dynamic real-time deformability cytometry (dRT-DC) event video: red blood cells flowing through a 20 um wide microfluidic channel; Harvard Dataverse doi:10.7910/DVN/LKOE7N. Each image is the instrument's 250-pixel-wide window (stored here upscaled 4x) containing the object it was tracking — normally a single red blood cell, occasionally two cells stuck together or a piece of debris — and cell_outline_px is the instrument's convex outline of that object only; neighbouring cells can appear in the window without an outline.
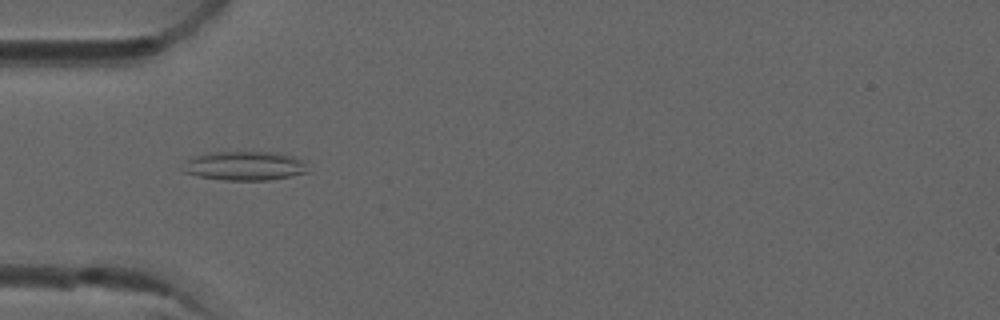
{"species": "common noctule bat (a hibernating species)", "species_latin": "Nyctalus noctula", "temperature_condition": "room temperature", "stored_images_in_passage": 10, "camera_frame_rate_fps": 3000, "um_per_image_px": 0.085, "animal": {"sex": "male", "forearm_length_mm": 52.5}, "frame": {"image": 1, "passage_image": 5, "time_ms": 1.333, "image_size_px": [1000, 320], "cell_outline_px": [[308, 172], [268, 180], [224, 180], [200, 176], [184, 172], [180, 168], [188, 160], [196, 156], [212, 152], [276, 152], [308, 160]], "centroid_in_image_um": [20.86, 14.09], "position_along_channel_um": 64.1, "area_um2": 21.21}}
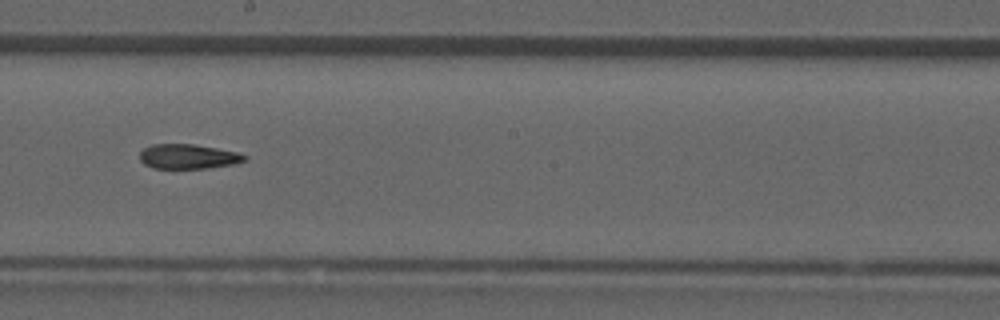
{"frame": {"image": 2, "passage_image": 9, "time_ms": 2.667, "image_size_px": [1000, 320], "cell_outline_px": [[248, 160], [236, 164], [208, 168], [152, 168], [144, 164], [140, 160], [140, 152], [144, 148], [152, 144], [192, 144], [216, 148], [236, 152], [248, 156]], "centroid_in_image_um": [16.01, 13.31], "position_along_channel_um": 232.2, "area_um2": 15.14}}
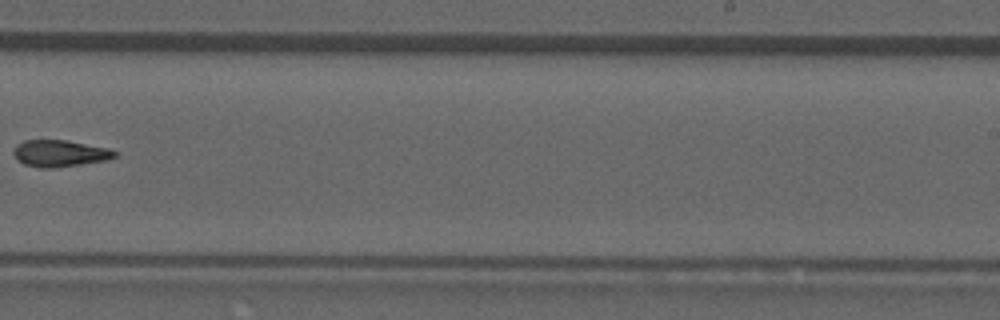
{"frame": {"image": 3, "passage_image": 10, "time_ms": 3.0, "image_size_px": [1000, 320], "cell_outline_px": [[116, 156], [104, 160], [80, 164], [52, 168], [40, 168], [24, 164], [16, 160], [12, 152], [16, 144], [24, 140], [64, 140], [108, 148], [116, 152]], "centroid_in_image_um": [5.0, 13.03], "position_along_channel_um": 284.0, "area_um2": 15.61}}